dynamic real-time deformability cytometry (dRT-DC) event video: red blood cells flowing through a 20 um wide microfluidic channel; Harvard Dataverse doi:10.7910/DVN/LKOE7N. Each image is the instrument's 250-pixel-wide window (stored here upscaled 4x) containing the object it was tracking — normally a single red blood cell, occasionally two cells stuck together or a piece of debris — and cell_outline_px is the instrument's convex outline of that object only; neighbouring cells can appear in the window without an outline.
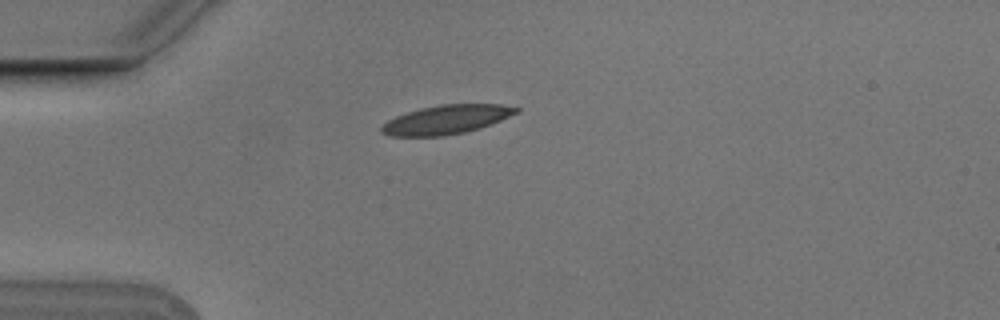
{"species": "Egyptian fruit bat (a non-hibernating species)", "species_latin": "Rousettus aegyptiacus", "temperature_condition": "cold", "stored_images_in_passage": 4, "camera_frame_rate_fps": 3000, "um_per_image_px": 0.085, "animal": {"sex": "male"}, "frame": {"image": 1, "passage_image": 1, "time_ms": 0.0, "image_size_px": [1000, 320], "cell_outline_px": [[520, 112], [480, 128], [464, 132], [444, 136], [388, 136], [380, 132], [380, 128], [388, 120], [396, 116], [420, 108], [440, 104], [500, 104], [520, 108]], "centroid_in_image_um": [37.94, 10.16], "position_along_channel_um": 47.1, "area_um2": 22.72}}
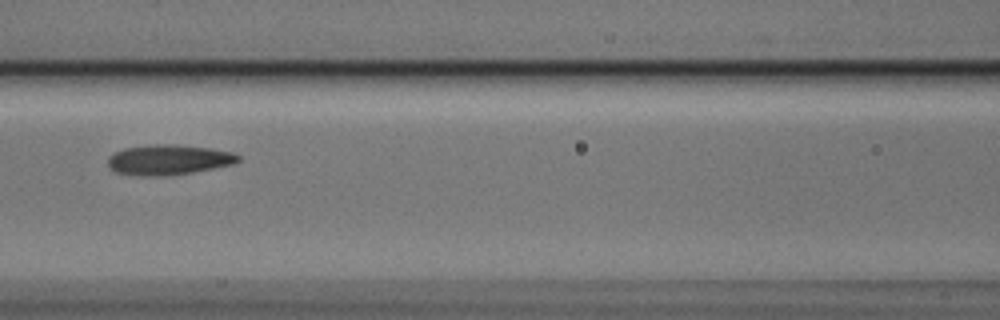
{"frame": {"image": 2, "passage_image": 4, "time_ms": 1.0, "image_size_px": [1000, 320], "cell_outline_px": [[240, 160], [236, 164], [192, 172], [160, 176], [140, 176], [116, 172], [108, 164], [108, 156], [124, 148], [156, 144], [172, 144], [208, 148], [236, 152], [240, 156]], "centroid_in_image_um": [14.38, 13.58], "position_along_channel_um": 152.2, "area_um2": 22.89}}